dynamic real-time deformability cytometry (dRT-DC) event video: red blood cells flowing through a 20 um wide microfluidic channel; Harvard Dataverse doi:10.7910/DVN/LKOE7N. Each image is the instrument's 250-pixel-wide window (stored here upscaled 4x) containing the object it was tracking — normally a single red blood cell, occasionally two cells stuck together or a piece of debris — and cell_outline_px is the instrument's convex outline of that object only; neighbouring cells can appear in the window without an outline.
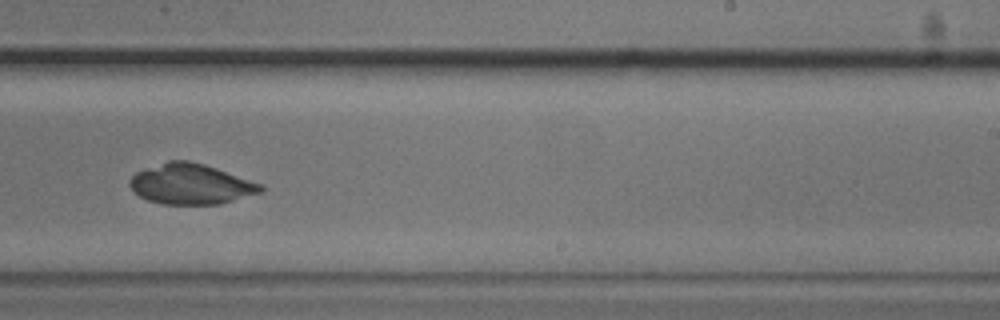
{"species": "common noctule bat (a hibernating species)", "species_latin": "Nyctalus noctula", "temperature_condition": "cold", "stored_images_in_passage": 46, "camera_frame_rate_fps": 3000, "um_per_image_px": 0.085, "animal": {"sex": "male", "body_mass_g": 20.5, "forearm_length_mm": 52.5}, "frame": {"image": 1, "passage_image": 26, "time_ms": 8.333, "image_size_px": [1000, 320], "cell_outline_px": [[264, 192], [220, 204], [160, 204], [148, 200], [140, 196], [128, 184], [132, 176], [136, 172], [168, 160], [188, 160], [204, 164], [264, 184]], "centroid_in_image_um": [16.27, 15.65], "position_along_channel_um": 272.7, "area_um2": 30.92}}
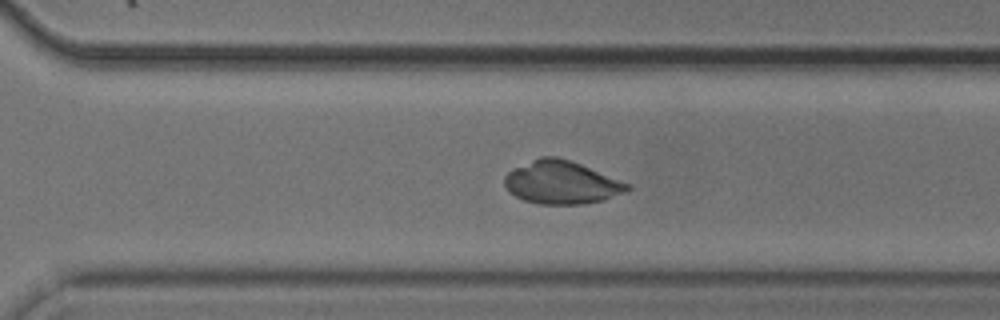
{"frame": {"image": 2, "passage_image": 30, "time_ms": 9.667, "image_size_px": [1000, 320], "cell_outline_px": [[632, 188], [624, 192], [604, 200], [580, 204], [540, 204], [524, 200], [516, 196], [504, 184], [504, 176], [512, 168], [540, 156], [556, 156], [580, 164], [632, 184]], "centroid_in_image_um": [47.74, 15.5], "position_along_channel_um": 322.9, "area_um2": 30.69}}